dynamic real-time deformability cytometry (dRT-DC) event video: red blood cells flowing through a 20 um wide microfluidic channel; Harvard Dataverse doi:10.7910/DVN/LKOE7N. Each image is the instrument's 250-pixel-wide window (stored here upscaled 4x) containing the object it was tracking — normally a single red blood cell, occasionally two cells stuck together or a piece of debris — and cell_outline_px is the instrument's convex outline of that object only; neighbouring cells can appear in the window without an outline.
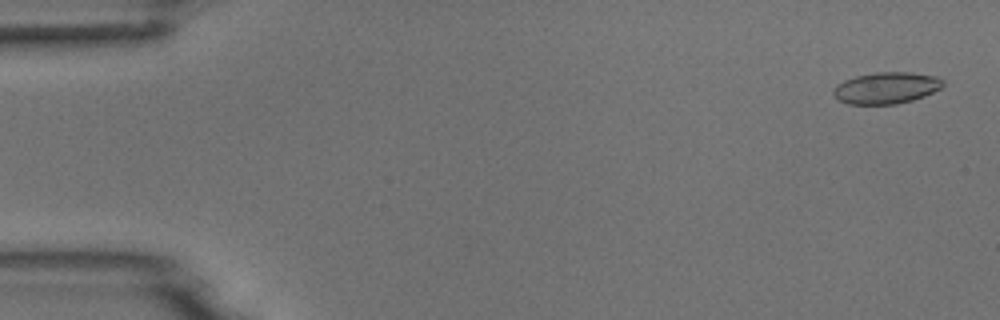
{"species": "common noctule bat (a hibernating species)", "species_latin": "Nyctalus noctula", "temperature_condition": "room temperature", "stored_images_in_passage": 5, "camera_frame_rate_fps": 3000, "um_per_image_px": 0.085, "animal": {"sex": "male", "body_mass_g": 18.8}, "frame": {"image": 1, "passage_image": 1, "time_ms": 0.0, "image_size_px": [1000, 320], "cell_outline_px": [[944, 84], [940, 88], [924, 96], [912, 100], [896, 104], [848, 104], [840, 100], [832, 92], [832, 88], [836, 84], [844, 80], [856, 76], [876, 72], [912, 72], [940, 76], [944, 80]], "centroid_in_image_um": [75.35, 7.46], "position_along_channel_um": 9.6, "area_um2": 20.29}}
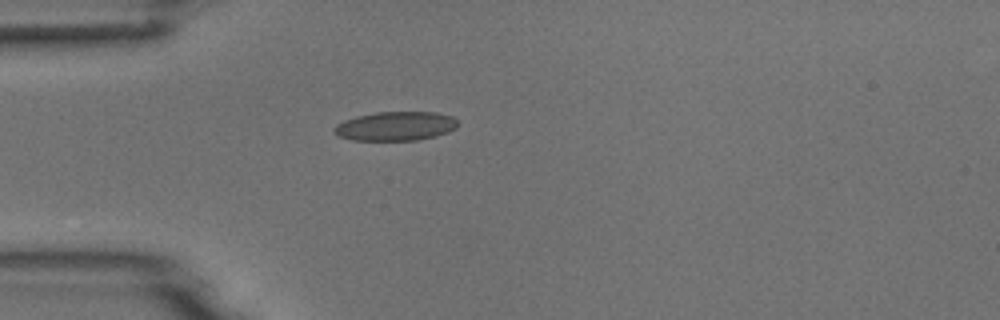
{"frame": {"image": 2, "passage_image": 5, "time_ms": 4.333, "image_size_px": [1000, 320], "cell_outline_px": [[456, 128], [448, 132], [436, 136], [416, 140], [352, 140], [340, 136], [332, 132], [332, 128], [336, 124], [344, 120], [356, 116], [376, 112], [436, 112], [452, 116], [456, 120]], "centroid_in_image_um": [33.59, 10.72], "position_along_channel_um": 51.4, "area_um2": 20.98}}